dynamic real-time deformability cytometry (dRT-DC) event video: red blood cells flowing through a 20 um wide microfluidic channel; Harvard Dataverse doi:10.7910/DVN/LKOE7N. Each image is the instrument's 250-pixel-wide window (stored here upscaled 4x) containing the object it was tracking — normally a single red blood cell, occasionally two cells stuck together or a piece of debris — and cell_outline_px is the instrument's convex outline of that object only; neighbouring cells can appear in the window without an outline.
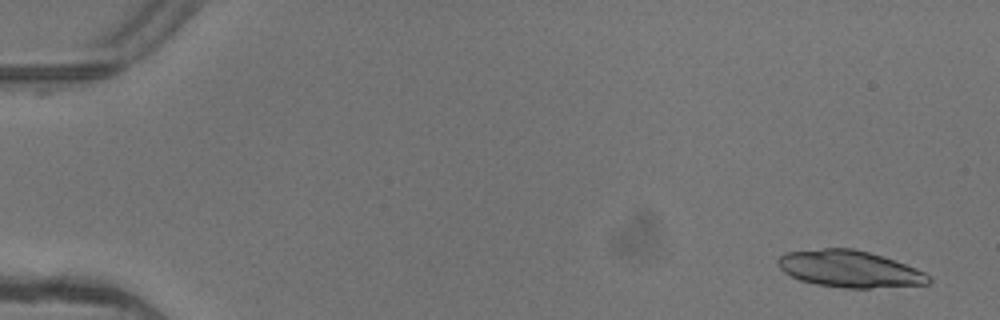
{"species": "common noctule bat (a hibernating species)", "species_latin": "Nyctalus noctula", "temperature_condition": "warm", "stored_images_in_passage": 7, "camera_frame_rate_fps": 3000, "um_per_image_px": 0.085, "animal": {"sex": "female"}, "frame": {"image": 1, "passage_image": 1, "time_ms": 0.0, "image_size_px": [1000, 320], "cell_outline_px": [[932, 280], [928, 284], [872, 288], [844, 288], [816, 284], [800, 280], [784, 272], [780, 268], [776, 260], [784, 252], [824, 248], [852, 248], [868, 252], [916, 268], [932, 276]], "centroid_in_image_um": [72.2, 22.86], "position_along_channel_um": 12.8, "area_um2": 32.19}}